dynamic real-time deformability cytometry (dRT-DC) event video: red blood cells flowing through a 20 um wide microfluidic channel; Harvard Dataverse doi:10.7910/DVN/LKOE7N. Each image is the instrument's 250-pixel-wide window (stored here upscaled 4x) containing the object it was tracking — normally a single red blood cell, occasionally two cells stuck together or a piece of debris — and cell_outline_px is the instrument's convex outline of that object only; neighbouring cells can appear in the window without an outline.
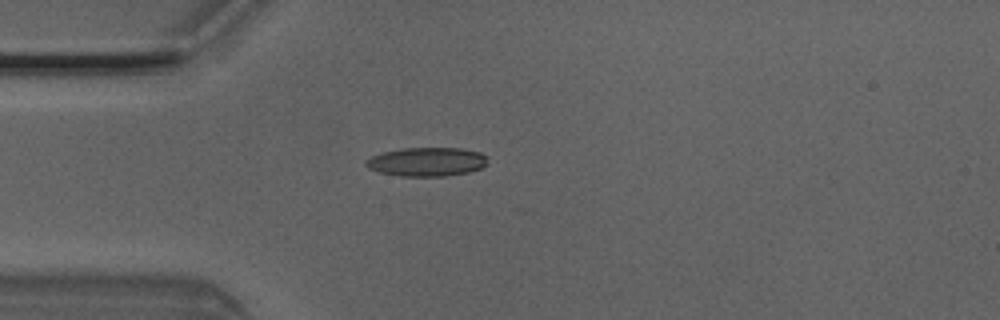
{"species": "Egyptian fruit bat (a non-hibernating species)", "species_latin": "Rousettus aegyptiacus", "temperature_condition": "room temperature", "stored_images_in_passage": 3, "camera_frame_rate_fps": 3000, "um_per_image_px": 0.085, "animal": {"sex": "male"}, "frame": {"image": 1, "passage_image": 3, "time_ms": 0.667, "image_size_px": [1000, 320], "cell_outline_px": [[484, 164], [480, 168], [468, 172], [444, 176], [400, 176], [380, 172], [368, 168], [364, 164], [364, 160], [372, 156], [384, 152], [400, 148], [460, 148], [480, 152], [484, 156]], "centroid_in_image_um": [36.2, 13.75], "position_along_channel_um": 48.8, "area_um2": 20.23}}